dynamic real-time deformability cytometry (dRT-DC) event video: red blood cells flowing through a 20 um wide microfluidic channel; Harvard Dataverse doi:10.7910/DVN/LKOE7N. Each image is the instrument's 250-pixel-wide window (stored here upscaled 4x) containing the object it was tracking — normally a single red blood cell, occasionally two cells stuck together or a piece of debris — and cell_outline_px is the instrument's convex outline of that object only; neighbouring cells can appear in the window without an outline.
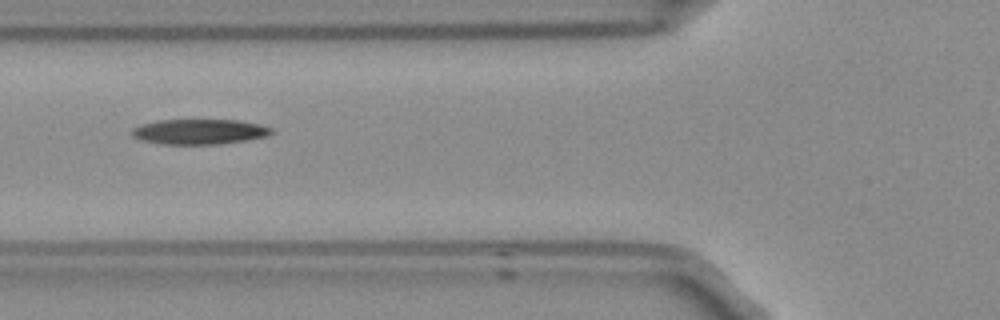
{"species": "Egyptian fruit bat (a non-hibernating species)", "species_latin": "Rousettus aegyptiacus", "temperature_condition": "room temperature", "stored_images_in_passage": 14, "camera_frame_rate_fps": 3000, "um_per_image_px": 0.085, "frame": {"image": 1, "passage_image": 5, "time_ms": 1.333, "image_size_px": [1000, 320], "cell_outline_px": [[276, 132], [268, 136], [248, 140], [220, 144], [160, 144], [140, 140], [132, 136], [132, 128], [140, 124], [156, 120], [240, 120], [260, 124], [272, 128]], "centroid_in_image_um": [16.97, 11.19], "position_along_channel_um": 108.8, "area_um2": 20.81}}